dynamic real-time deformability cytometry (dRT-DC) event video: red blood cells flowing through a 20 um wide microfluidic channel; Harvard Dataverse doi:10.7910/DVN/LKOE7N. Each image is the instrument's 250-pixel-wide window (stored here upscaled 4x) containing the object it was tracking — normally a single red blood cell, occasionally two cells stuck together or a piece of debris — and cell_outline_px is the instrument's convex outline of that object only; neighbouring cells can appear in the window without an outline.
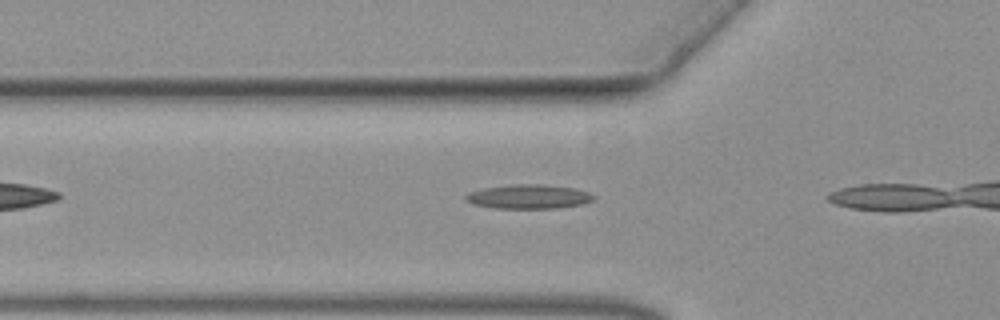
{"species": "common noctule bat (a hibernating species)", "species_latin": "Nyctalus noctula", "temperature_condition": "warm", "stored_images_in_passage": 7, "camera_frame_rate_fps": 3000, "um_per_image_px": 0.085, "animal": {"sex": "female", "body_mass_g": 19.3, "forearm_length_mm": 54.1}, "frame": {"image": 1, "passage_image": 5, "time_ms": 1.333, "image_size_px": [1000, 320], "cell_outline_px": [[596, 196], [592, 200], [584, 204], [556, 208], [496, 208], [472, 204], [464, 200], [464, 196], [468, 192], [484, 188], [512, 184], [544, 184], [572, 188], [588, 192]], "centroid_in_image_um": [44.9, 16.71], "position_along_channel_um": 80.9, "area_um2": 18.09}}